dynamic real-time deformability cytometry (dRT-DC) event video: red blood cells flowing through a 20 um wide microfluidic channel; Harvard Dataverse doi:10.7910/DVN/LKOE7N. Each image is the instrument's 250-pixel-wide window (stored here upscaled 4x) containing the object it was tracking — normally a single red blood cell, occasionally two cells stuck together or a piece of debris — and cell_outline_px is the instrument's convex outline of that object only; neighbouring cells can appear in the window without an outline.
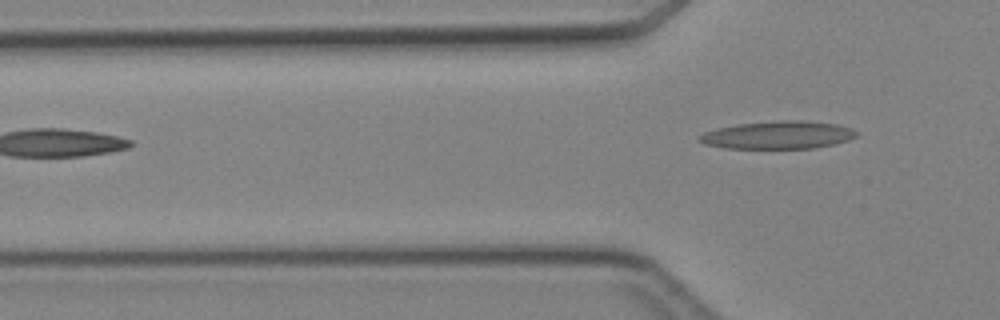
{"species": "Egyptian fruit bat (a non-hibernating species)", "species_latin": "Rousettus aegyptiacus", "temperature_condition": "cold", "stored_images_in_passage": 4, "camera_frame_rate_fps": 3000, "um_per_image_px": 0.085, "animal": {"sex": "female"}, "frame": {"image": 1, "passage_image": 4, "time_ms": 3.333, "image_size_px": [1000, 320], "cell_outline_px": [[856, 136], [848, 140], [836, 144], [812, 148], [724, 148], [704, 144], [696, 140], [704, 132], [736, 124], [780, 120], [800, 120], [836, 124], [852, 128], [856, 132]], "centroid_in_image_um": [66.12, 11.48], "position_along_channel_um": 59.7, "area_um2": 25.37}}